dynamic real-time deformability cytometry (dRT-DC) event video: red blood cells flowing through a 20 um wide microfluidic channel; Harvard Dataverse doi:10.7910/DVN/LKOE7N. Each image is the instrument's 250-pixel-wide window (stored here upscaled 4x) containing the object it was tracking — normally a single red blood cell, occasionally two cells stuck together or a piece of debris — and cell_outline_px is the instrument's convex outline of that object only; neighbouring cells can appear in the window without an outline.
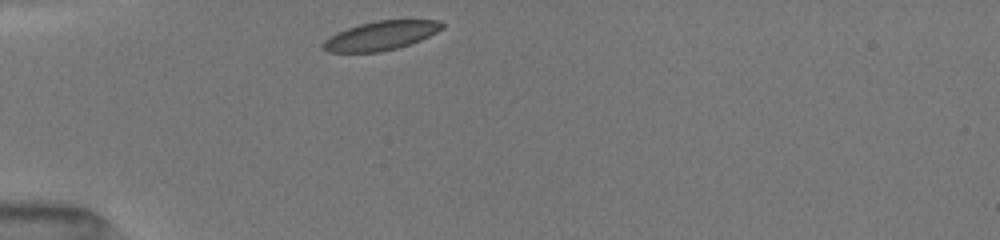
{"species": "common noctule bat (a hibernating species)", "species_latin": "Nyctalus noctula", "temperature_condition": "room temperature", "stored_images_in_passage": 37, "camera_frame_rate_fps": 3000, "um_per_image_px": 0.085, "animal": {"sex": "female", "body_mass_g": 19.5, "forearm_length_mm": 54.1}, "frame": {"image": 1, "passage_image": 1, "time_ms": 0.0, "image_size_px": [1000, 240], "cell_outline_px": [[444, 28], [420, 40], [396, 48], [380, 52], [328, 52], [320, 48], [320, 44], [328, 36], [336, 32], [360, 24], [376, 20], [440, 20], [444, 24]], "centroid_in_image_um": [32.32, 3.03], "position_along_channel_um": 52.7, "area_um2": 20.17}}
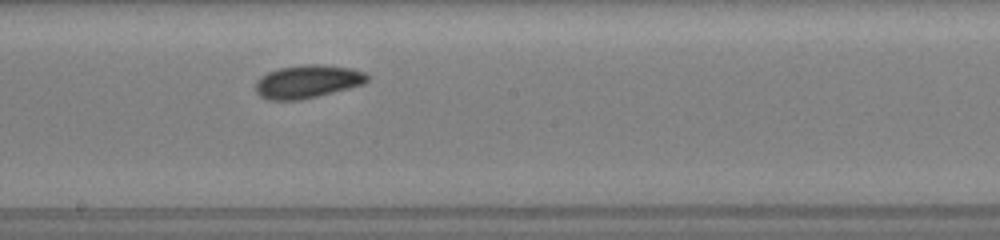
{"frame": {"image": 2, "passage_image": 15, "time_ms": 4.667, "image_size_px": [1000, 240], "cell_outline_px": [[368, 80], [364, 84], [300, 100], [268, 100], [260, 96], [256, 92], [256, 80], [260, 76], [268, 72], [280, 68], [308, 64], [316, 64], [352, 68], [364, 72], [368, 76]], "centroid_in_image_um": [26.12, 6.93], "position_along_channel_um": 222.1, "area_um2": 21.39}}
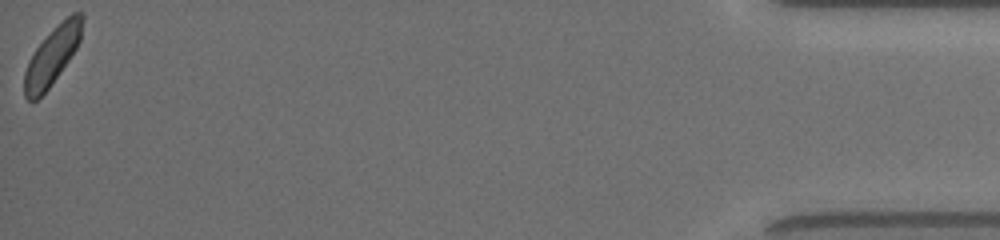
{"frame": {"image": 3, "passage_image": 37, "time_ms": 12.0, "image_size_px": [1000, 240], "cell_outline_px": [[84, 16], [80, 40], [76, 48], [68, 60], [48, 88], [36, 100], [28, 100], [24, 96], [24, 72], [28, 60], [36, 48], [56, 24], [72, 12], [80, 12]], "centroid_in_image_um": [4.43, 4.7], "position_along_channel_um": 430.8, "area_um2": 19.25}, "authors_computed_cell_mechanics": {"area_um2": 20.4034, "velocity_mm_per_s": 4.0081, "shape_relaxation_time_tau1_ms": 1.9291, "shape_relaxation_time_tau2_ms": 4.9251, "deformation_change_tau1": 0.0782, "deformation_change_tau2": 0.0935}}